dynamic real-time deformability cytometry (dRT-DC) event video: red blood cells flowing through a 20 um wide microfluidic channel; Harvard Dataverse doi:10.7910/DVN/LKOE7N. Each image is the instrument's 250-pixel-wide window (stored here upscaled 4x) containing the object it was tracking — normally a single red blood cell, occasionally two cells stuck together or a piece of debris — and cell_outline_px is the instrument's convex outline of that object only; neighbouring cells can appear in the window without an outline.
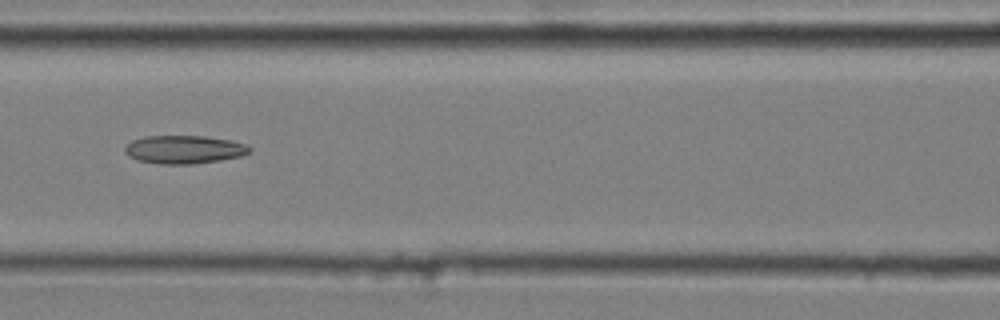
{"species": "common noctule bat (a hibernating species)", "species_latin": "Nyctalus noctula", "temperature_condition": "cold", "stored_images_in_passage": 13, "camera_frame_rate_fps": 3000, "um_per_image_px": 0.085, "animal": {"sex": "male", "body_mass_g": 20.4}, "frame": {"image": 1, "passage_image": 6, "time_ms": 1.667, "image_size_px": [1000, 320], "cell_outline_px": [[252, 152], [240, 156], [220, 160], [192, 164], [160, 164], [136, 160], [128, 156], [124, 152], [124, 148], [132, 140], [144, 136], [204, 136], [232, 140], [244, 144], [252, 148]], "centroid_in_image_um": [15.64, 12.71], "position_along_channel_um": 151.0, "area_um2": 20.63}}
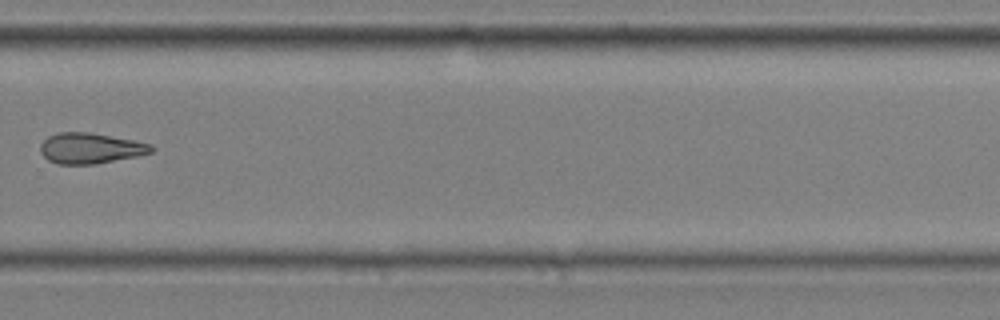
{"frame": {"image": 2, "passage_image": 10, "time_ms": 3.0, "image_size_px": [1000, 320], "cell_outline_px": [[156, 148], [152, 152], [136, 156], [96, 164], [56, 164], [48, 160], [40, 152], [40, 144], [48, 136], [56, 132], [88, 132], [136, 140], [152, 144]], "centroid_in_image_um": [7.69, 12.59], "position_along_channel_um": 322.1, "area_um2": 20.0}}
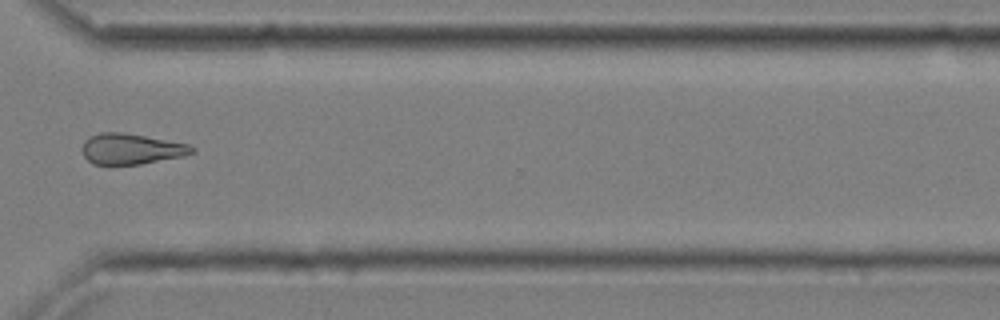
{"frame": {"image": 3, "passage_image": 11, "time_ms": 3.333, "image_size_px": [1000, 320], "cell_outline_px": [[196, 152], [184, 156], [140, 164], [92, 164], [84, 156], [84, 140], [88, 136], [100, 132], [120, 132], [144, 136], [188, 144], [196, 148]], "centroid_in_image_um": [11.17, 12.66], "position_along_channel_um": 359.4, "area_um2": 19.48}}